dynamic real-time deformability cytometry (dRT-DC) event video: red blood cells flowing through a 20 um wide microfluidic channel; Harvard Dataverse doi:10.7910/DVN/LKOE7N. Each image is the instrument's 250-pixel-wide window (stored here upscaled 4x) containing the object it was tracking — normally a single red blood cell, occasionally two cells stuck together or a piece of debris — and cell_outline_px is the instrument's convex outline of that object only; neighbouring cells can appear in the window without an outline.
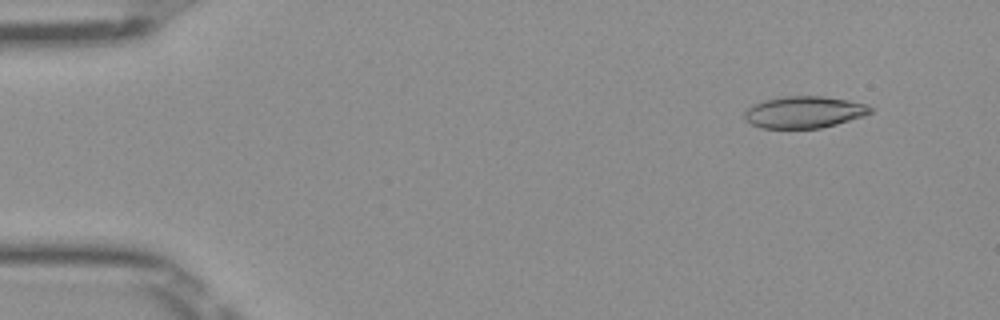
{"species": "Egyptian fruit bat (a non-hibernating species)", "species_latin": "Rousettus aegyptiacus", "temperature_condition": "room temperature", "stored_images_in_passage": 51, "camera_frame_rate_fps": 3000, "um_per_image_px": 0.085, "frame": {"image": 1, "passage_image": 5, "time_ms": 1.333, "image_size_px": [1000, 320], "cell_outline_px": [[872, 112], [864, 116], [836, 124], [820, 128], [760, 128], [744, 120], [744, 112], [752, 104], [764, 100], [784, 96], [824, 96], [868, 104], [872, 108]], "centroid_in_image_um": [68.33, 9.53], "position_along_channel_um": 16.7, "area_um2": 23.41}}
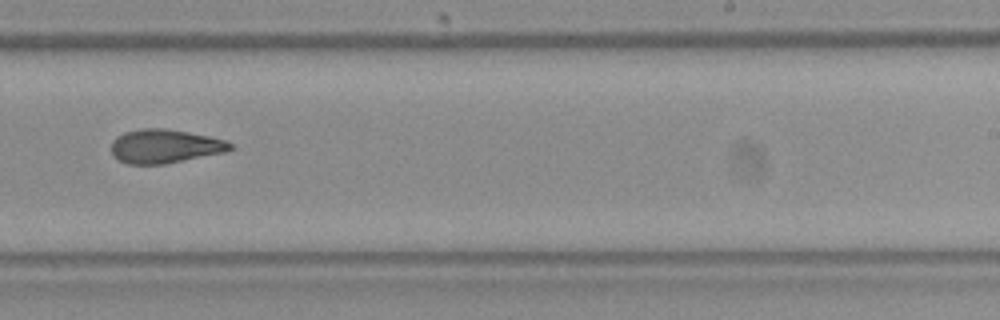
{"frame": {"image": 2, "passage_image": 32, "time_ms": 10.333, "image_size_px": [1000, 320], "cell_outline_px": [[232, 148], [224, 152], [164, 164], [128, 164], [112, 156], [112, 140], [116, 136], [124, 132], [140, 128], [164, 128], [188, 132], [208, 136], [224, 140], [232, 144]], "centroid_in_image_um": [13.96, 12.42], "position_along_channel_um": 275.0, "area_um2": 23.29}}
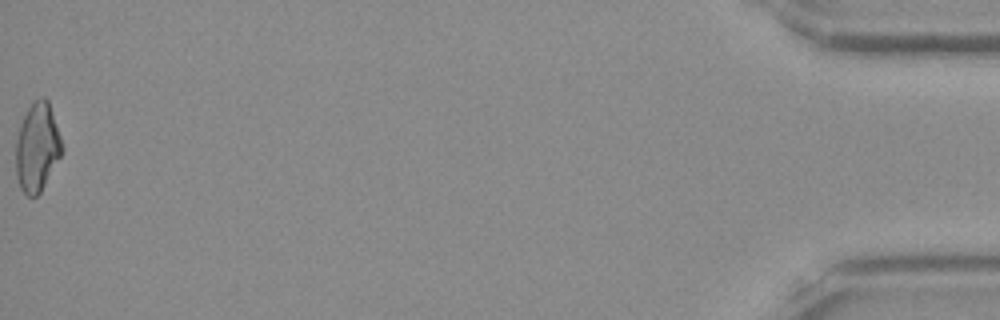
{"frame": {"image": 3, "passage_image": 51, "time_ms": 16.667, "image_size_px": [1000, 320], "cell_outline_px": [[64, 148], [60, 156], [40, 192], [36, 196], [28, 196], [20, 188], [16, 176], [16, 140], [20, 124], [32, 100], [40, 96], [44, 96], [48, 100]], "centroid_in_image_um": [3.15, 12.48], "position_along_channel_um": 432.1, "area_um2": 23.7}, "authors_computed_cell_mechanics": {"area_um2": 23.5246, "velocity_mm_per_s": 4.0343, "shape_relaxation_time_tau1_ms": 11.1478, "shape_relaxation_time_tau2_ms": 4.3541, "deformation_change_tau1": 0.2558, "deformation_change_tau2": 0.135}}